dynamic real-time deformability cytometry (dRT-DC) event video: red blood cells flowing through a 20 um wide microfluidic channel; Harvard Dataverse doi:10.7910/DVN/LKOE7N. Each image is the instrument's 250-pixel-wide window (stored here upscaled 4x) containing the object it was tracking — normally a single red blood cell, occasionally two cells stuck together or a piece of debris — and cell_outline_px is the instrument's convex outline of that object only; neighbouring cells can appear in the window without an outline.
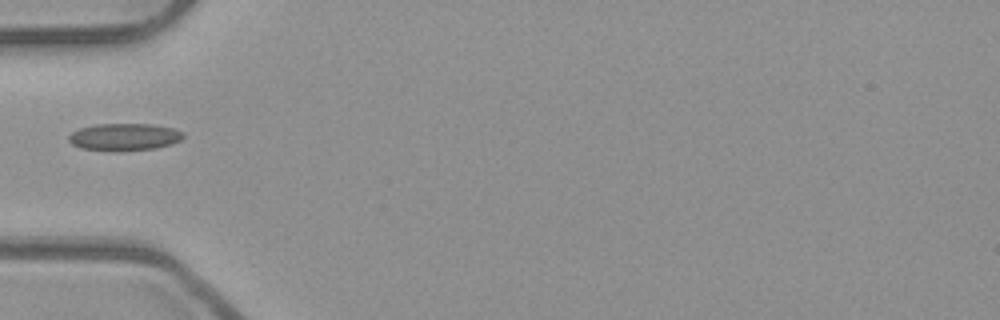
{"species": "common noctule bat (a hibernating species)", "species_latin": "Nyctalus noctula", "temperature_condition": "room temperature", "stored_images_in_passage": 2, "camera_frame_rate_fps": 3000, "um_per_image_px": 0.085, "animal": {"sex": "male", "body_mass_g": 23.1, "forearm_length_mm": 52.7}, "frame": {"image": 1, "passage_image": 1, "time_ms": 0.0, "image_size_px": [1000, 320], "cell_outline_px": [[184, 136], [180, 140], [172, 144], [156, 148], [120, 152], [112, 152], [80, 148], [72, 144], [68, 140], [68, 136], [72, 132], [80, 128], [96, 124], [152, 124], [172, 128], [184, 132]], "centroid_in_image_um": [10.56, 11.66], "position_along_channel_um": 74.4, "area_um2": 18.5}}
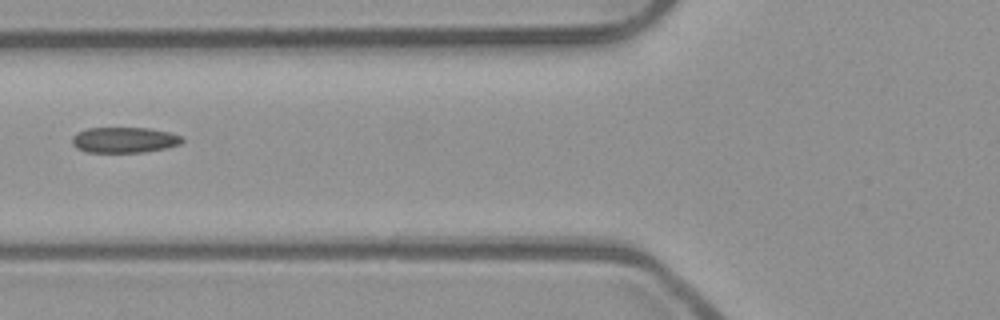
{"frame": {"image": 2, "passage_image": 2, "time_ms": 0.333, "image_size_px": [1000, 320], "cell_outline_px": [[184, 140], [180, 144], [164, 148], [144, 152], [88, 152], [76, 148], [72, 144], [72, 136], [76, 132], [88, 128], [148, 128], [168, 132], [184, 136]], "centroid_in_image_um": [10.55, 11.89], "position_along_channel_um": 115.2, "area_um2": 16.47}}